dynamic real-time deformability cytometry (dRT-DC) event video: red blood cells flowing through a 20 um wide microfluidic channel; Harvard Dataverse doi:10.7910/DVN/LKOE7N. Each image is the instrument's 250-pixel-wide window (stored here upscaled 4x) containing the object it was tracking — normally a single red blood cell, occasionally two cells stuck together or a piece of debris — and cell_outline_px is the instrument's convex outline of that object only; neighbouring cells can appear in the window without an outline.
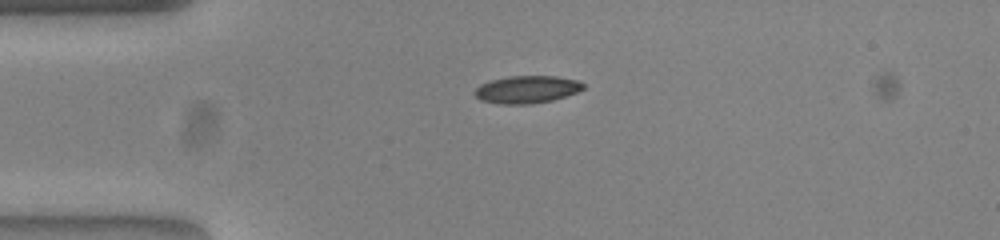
{"species": "common noctule bat (a hibernating species)", "species_latin": "Nyctalus noctula", "temperature_condition": "warm", "stored_images_in_passage": 44, "camera_frame_rate_fps": 3000, "um_per_image_px": 0.085, "animal": {"sex": "female", "body_mass_g": 23.0, "forearm_length_mm": 53.4}, "frame": {"image": 1, "passage_image": 4, "time_ms": 1.0, "image_size_px": [1000, 240], "cell_outline_px": [[584, 88], [576, 92], [552, 100], [528, 104], [500, 104], [480, 100], [472, 92], [480, 84], [492, 80], [508, 76], [556, 76], [580, 80], [584, 84]], "centroid_in_image_um": [44.77, 7.59], "position_along_channel_um": 40.2, "area_um2": 17.4}}
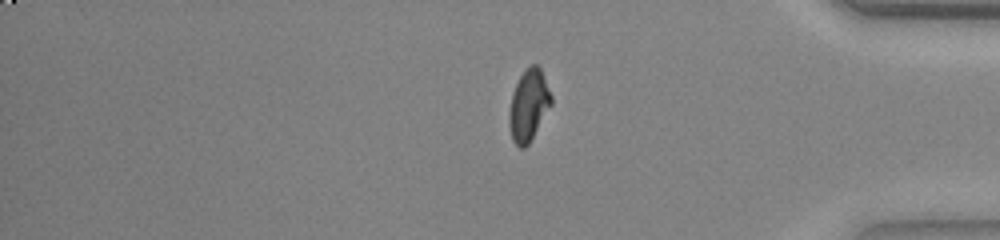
{"frame": {"image": 2, "passage_image": 35, "time_ms": 11.333, "image_size_px": [1000, 240], "cell_outline_px": [[552, 104], [528, 144], [524, 148], [520, 148], [512, 140], [508, 124], [508, 112], [512, 92], [524, 68], [532, 64], [536, 64], [540, 68], [552, 96]], "centroid_in_image_um": [44.91, 8.94], "position_along_channel_um": 390.3, "area_um2": 17.57}}
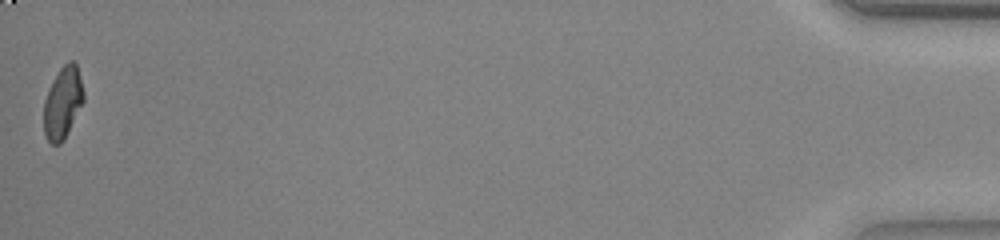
{"frame": {"image": 3, "passage_image": 44, "time_ms": 14.333, "image_size_px": [1000, 240], "cell_outline_px": [[84, 100], [64, 140], [60, 144], [52, 144], [48, 140], [44, 132], [44, 100], [48, 88], [52, 80], [60, 68], [68, 60], [72, 60], [76, 64], [84, 92]], "centroid_in_image_um": [5.32, 8.72], "position_along_channel_um": 429.9, "area_um2": 16.65}, "authors_computed_cell_mechanics": {"area_um2": 17.5134, "velocity_mm_per_s": 3.8804, "shape_relaxation_time_tau1_ms": 5.2492, "shape_relaxation_time_tau2_ms": 1.2815, "deformation_change_tau1": 0.1911, "deformation_change_tau2": 0.0604}}